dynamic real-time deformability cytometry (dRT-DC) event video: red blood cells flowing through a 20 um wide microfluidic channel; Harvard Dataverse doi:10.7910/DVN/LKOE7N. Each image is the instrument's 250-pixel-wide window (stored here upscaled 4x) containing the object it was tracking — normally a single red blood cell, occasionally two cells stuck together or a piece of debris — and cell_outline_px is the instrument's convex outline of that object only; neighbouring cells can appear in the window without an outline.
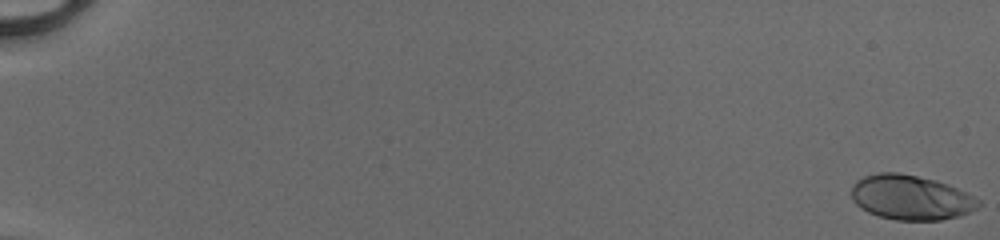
{"species": "human", "species_latin": "Homo sapiens", "temperature_condition": "cold", "stored_images_in_passage": 53, "camera_frame_rate_fps": 3000, "um_per_image_px": 0.085, "donor": {"sex": "male"}, "frame": {"image": 1, "passage_image": 1, "time_ms": 0.0, "image_size_px": [1000, 240], "cell_outline_px": [[980, 204], [976, 208], [960, 216], [940, 220], [896, 220], [880, 216], [868, 212], [860, 208], [852, 200], [852, 184], [856, 180], [864, 176], [880, 172], [900, 172], [936, 180], [948, 184], [980, 200]], "centroid_in_image_um": [77.39, 16.78], "position_along_channel_um": 7.6, "area_um2": 33.12}}
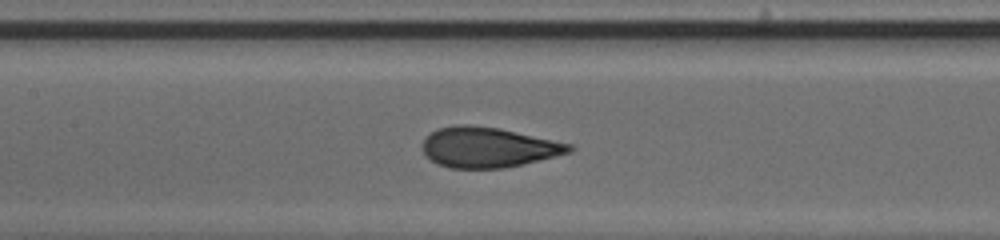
{"frame": {"image": 2, "passage_image": 28, "time_ms": 9.0, "image_size_px": [1000, 240], "cell_outline_px": [[576, 148], [572, 152], [504, 168], [452, 168], [436, 164], [424, 152], [420, 144], [424, 136], [440, 128], [456, 124], [468, 124], [500, 128], [572, 144]], "centroid_in_image_um": [41.48, 12.51], "position_along_channel_um": 165.9, "area_um2": 34.51}}
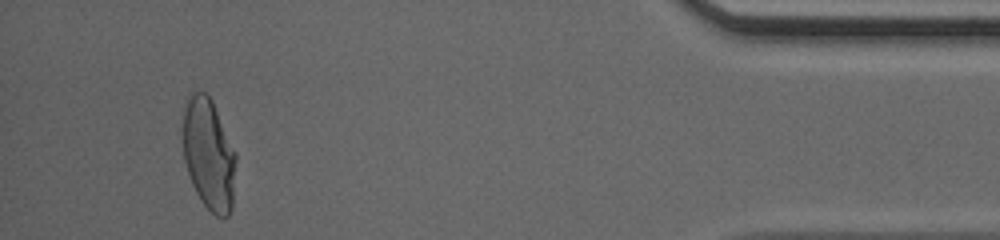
{"frame": {"image": 3, "passage_image": 50, "time_ms": 16.333, "image_size_px": [1000, 240], "cell_outline_px": [[236, 160], [232, 208], [228, 216], [216, 216], [200, 200], [192, 184], [184, 160], [184, 108], [188, 92], [192, 88], [204, 92], [212, 100], [236, 152]], "centroid_in_image_um": [17.75, 13.06], "position_along_channel_um": 417.5, "area_um2": 34.56}, "authors_computed_cell_mechanics": {"area_um2": 33.813, "velocity_mm_per_s": 4.1578, "shape_relaxation_time_tau1_ms": 3.3971, "shape_relaxation_time_tau2_ms": null, "deformation_change_tau1": 0.1994, "deformation_change_tau2": null}}